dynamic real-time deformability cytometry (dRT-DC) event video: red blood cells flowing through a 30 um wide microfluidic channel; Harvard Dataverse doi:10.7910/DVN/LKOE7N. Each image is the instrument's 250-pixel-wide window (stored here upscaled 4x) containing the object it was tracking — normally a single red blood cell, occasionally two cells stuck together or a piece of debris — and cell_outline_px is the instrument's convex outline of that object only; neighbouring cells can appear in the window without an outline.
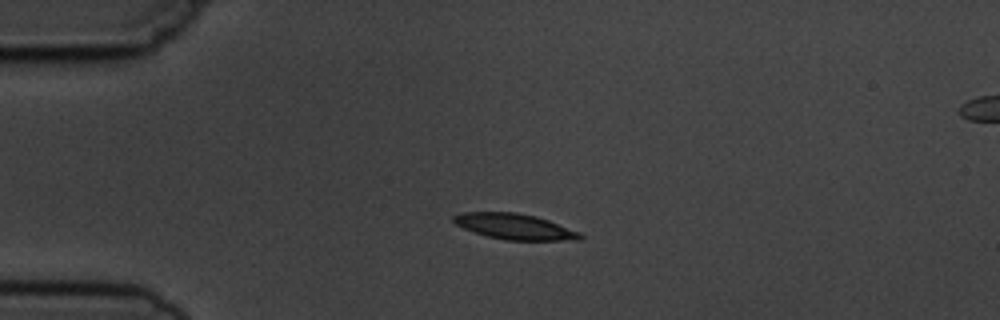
{"species": "common noctule bat (a hibernating species)", "species_latin": "Nyctalus noctula", "temperature_condition": "cold", "stored_images_in_passage": 6, "camera_frame_rate_fps": 3000, "um_per_image_px": 0.085, "animal": {"sex": "male", "body_mass_g": 19.5, "forearm_length_mm": 54.6}, "frame": {"image": 1, "passage_image": 4, "time_ms": 3.333, "image_size_px": [1000, 320], "cell_outline_px": [[584, 240], [504, 240], [488, 236], [464, 228], [456, 224], [452, 220], [452, 216], [460, 212], [516, 212], [536, 216], [548, 220], [580, 232], [584, 236]], "centroid_in_image_um": [43.77, 19.25], "position_along_channel_um": 41.2, "area_um2": 18.96}}
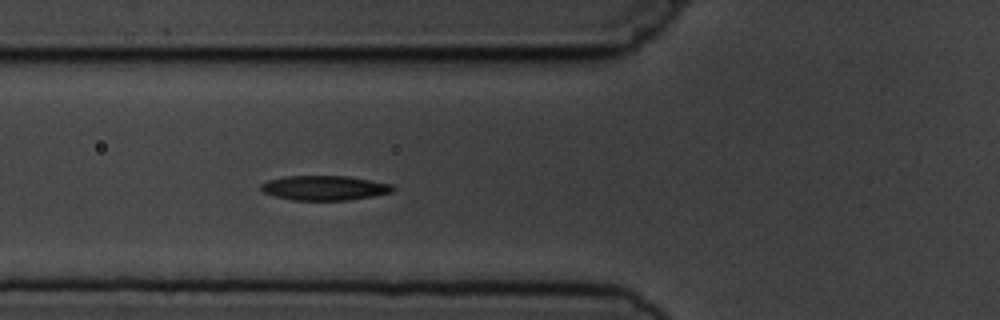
{"frame": {"image": 2, "passage_image": 6, "time_ms": 5.667, "image_size_px": [1000, 320], "cell_outline_px": [[396, 188], [392, 192], [372, 196], [348, 200], [292, 200], [260, 192], [260, 184], [268, 180], [284, 176], [348, 176], [392, 184]], "centroid_in_image_um": [27.55, 15.97], "position_along_channel_um": 98.2, "area_um2": 19.02}}